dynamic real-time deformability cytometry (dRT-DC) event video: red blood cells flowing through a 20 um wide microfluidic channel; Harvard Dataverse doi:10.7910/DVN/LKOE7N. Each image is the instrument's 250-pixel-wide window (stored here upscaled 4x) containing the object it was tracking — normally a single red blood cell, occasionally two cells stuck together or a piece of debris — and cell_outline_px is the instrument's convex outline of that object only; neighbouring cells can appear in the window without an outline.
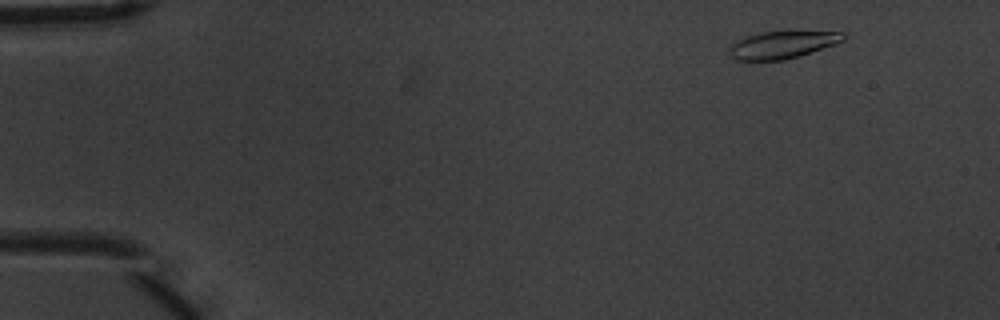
{"species": "common noctule bat (a hibernating species)", "species_latin": "Nyctalus noctula", "temperature_condition": "warm", "stored_images_in_passage": 5, "camera_frame_rate_fps": 3000, "um_per_image_px": 0.085, "animal": {"sex": "male", "body_mass_g": 20.1, "forearm_length_mm": 53.5}, "frame": {"image": 1, "passage_image": 2, "time_ms": 0.333, "image_size_px": [1000, 320], "cell_outline_px": [[848, 36], [844, 40], [836, 44], [800, 56], [784, 60], [736, 60], [728, 52], [732, 44], [736, 40], [760, 32], [844, 32]], "centroid_in_image_um": [66.52, 3.81], "position_along_channel_um": 18.5, "area_um2": 18.03}}